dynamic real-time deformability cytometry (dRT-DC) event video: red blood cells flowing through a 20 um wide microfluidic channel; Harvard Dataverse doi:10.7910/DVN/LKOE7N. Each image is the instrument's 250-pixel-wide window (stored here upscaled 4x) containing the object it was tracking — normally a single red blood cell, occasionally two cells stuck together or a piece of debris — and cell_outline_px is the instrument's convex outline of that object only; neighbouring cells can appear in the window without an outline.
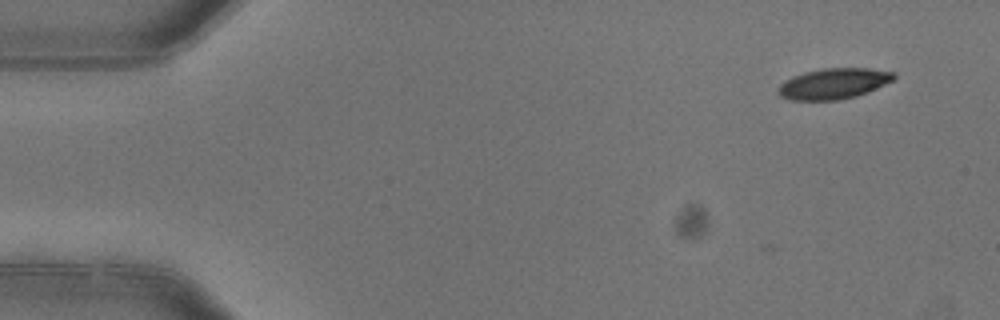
{"species": "common noctule bat (a hibernating species)", "species_latin": "Nyctalus noctula", "temperature_condition": "warm", "stored_images_in_passage": 4, "camera_frame_rate_fps": 3000, "um_per_image_px": 0.085, "animal": {"sex": "female"}, "frame": {"image": 1, "passage_image": 1, "time_ms": 0.0, "image_size_px": [1000, 320], "cell_outline_px": [[896, 80], [868, 92], [856, 96], [840, 100], [788, 100], [780, 96], [776, 92], [776, 88], [784, 80], [792, 76], [804, 72], [820, 68], [872, 68], [896, 72]], "centroid_in_image_um": [70.87, 7.1], "position_along_channel_um": 14.1, "area_um2": 21.27}}
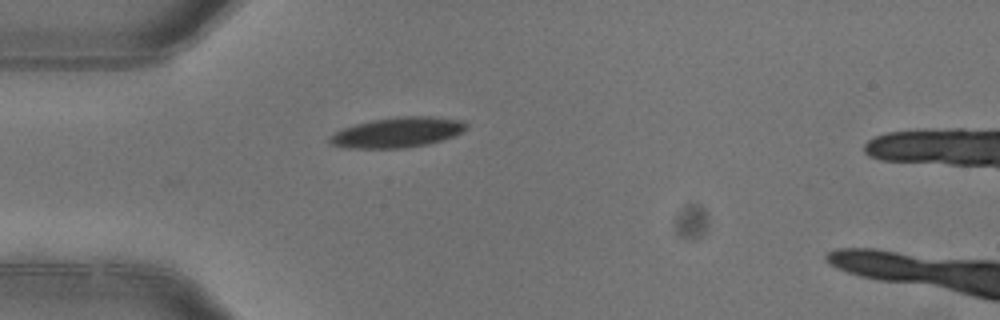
{"frame": {"image": 2, "passage_image": 4, "time_ms": 1.0, "image_size_px": [1000, 320], "cell_outline_px": [[468, 128], [464, 132], [428, 144], [404, 148], [348, 148], [332, 144], [328, 140], [328, 136], [344, 128], [356, 124], [372, 120], [396, 116], [432, 116], [464, 120], [468, 124]], "centroid_in_image_um": [33.83, 11.24], "position_along_channel_um": 51.2, "area_um2": 24.1}}